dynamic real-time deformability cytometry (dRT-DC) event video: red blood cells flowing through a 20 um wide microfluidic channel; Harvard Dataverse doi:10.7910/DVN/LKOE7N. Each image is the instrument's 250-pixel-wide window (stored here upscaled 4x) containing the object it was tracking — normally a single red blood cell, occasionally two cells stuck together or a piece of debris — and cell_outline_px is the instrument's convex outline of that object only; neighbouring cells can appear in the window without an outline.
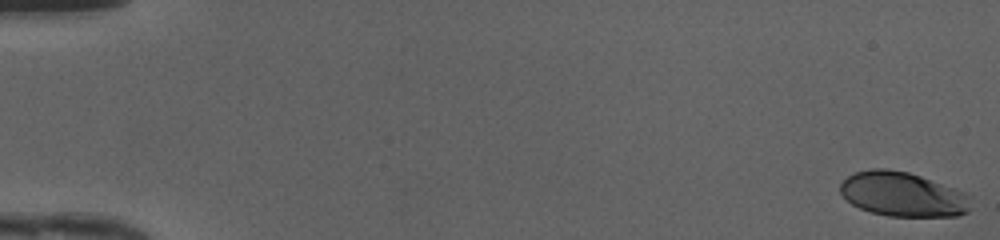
{"species": "human", "species_latin": "Homo sapiens", "temperature_condition": "cold", "stored_images_in_passage": 49, "camera_frame_rate_fps": 3000, "um_per_image_px": 0.085, "donor": {"sex": "female"}, "frame": {"image": 1, "passage_image": 1, "time_ms": 0.0, "image_size_px": [1000, 240], "cell_outline_px": [[968, 212], [956, 216], [888, 216], [872, 212], [860, 208], [852, 204], [840, 192], [840, 184], [848, 176], [856, 172], [872, 168], [888, 168], [908, 172], [920, 176], [964, 192], [968, 208]], "centroid_in_image_um": [76.66, 16.51], "position_along_channel_um": 8.3, "area_um2": 33.23}}
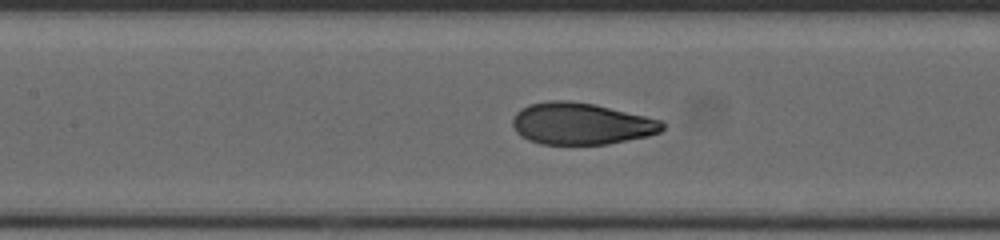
{"frame": {"image": 2, "passage_image": 24, "time_ms": 7.667, "image_size_px": [1000, 240], "cell_outline_px": [[664, 128], [660, 132], [648, 136], [608, 144], [540, 144], [528, 140], [520, 136], [516, 132], [512, 124], [512, 120], [516, 112], [520, 108], [528, 104], [548, 100], [568, 100], [596, 104], [664, 120]], "centroid_in_image_um": [49.4, 10.5], "position_along_channel_um": 158.0, "area_um2": 36.93}}
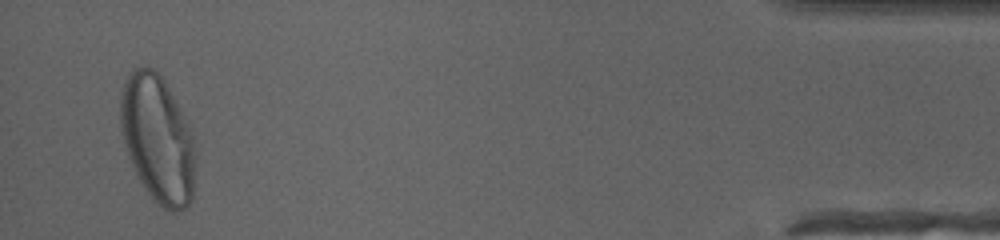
{"frame": {"image": 3, "passage_image": 48, "time_ms": 15.667, "image_size_px": [1000, 240], "cell_outline_px": [[196, 168], [192, 200], [180, 212], [172, 212], [164, 208], [144, 188], [136, 176], [128, 156], [124, 144], [120, 128], [120, 96], [124, 80], [128, 72], [136, 68], [152, 68], [164, 80], [188, 128], [196, 152]], "centroid_in_image_um": [13.38, 11.85], "position_along_channel_um": 421.8, "area_um2": 55.37}, "authors_computed_cell_mechanics": {"area_um2": 36.5874, "velocity_mm_per_s": 4.2013, "shape_relaxation_time_tau1_ms": 4.2055, "shape_relaxation_time_tau2_ms": null, "deformation_change_tau1": 0.2146, "deformation_change_tau2": null}}